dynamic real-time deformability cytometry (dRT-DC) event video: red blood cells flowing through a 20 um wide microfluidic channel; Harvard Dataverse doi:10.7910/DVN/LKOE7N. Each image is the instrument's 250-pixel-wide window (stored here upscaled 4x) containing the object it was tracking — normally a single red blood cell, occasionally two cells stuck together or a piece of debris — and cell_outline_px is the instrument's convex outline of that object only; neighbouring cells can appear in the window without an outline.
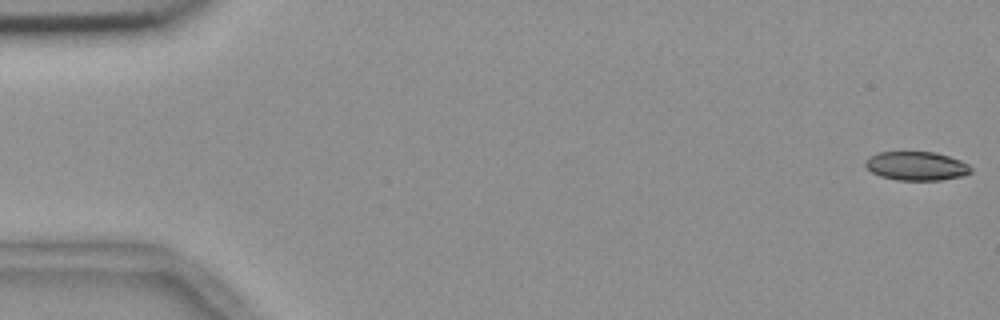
{"species": "common noctule bat (a hibernating species)", "species_latin": "Nyctalus noctula", "temperature_condition": "room temperature", "stored_images_in_passage": 55, "camera_frame_rate_fps": 3000, "um_per_image_px": 0.085, "animal": {"sex": "female", "body_mass_g": 18.4}, "frame": {"image": 1, "passage_image": 1, "time_ms": 0.0, "image_size_px": [1000, 320], "cell_outline_px": [[972, 172], [960, 176], [940, 180], [896, 180], [880, 176], [872, 172], [864, 164], [864, 160], [868, 156], [876, 152], [936, 152], [960, 160], [968, 164], [972, 168]], "centroid_in_image_um": [77.86, 14.1], "position_along_channel_um": 7.1, "area_um2": 17.8}}
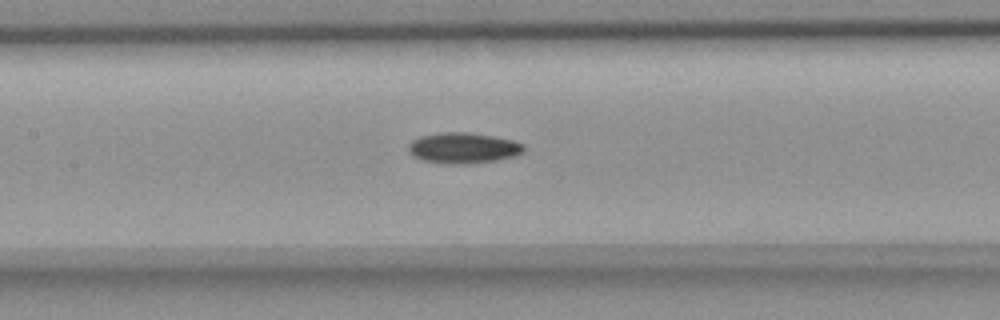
{"frame": {"image": 2, "passage_image": 26, "time_ms": 8.333, "image_size_px": [1000, 320], "cell_outline_px": [[524, 152], [512, 156], [496, 160], [460, 164], [452, 164], [420, 160], [408, 148], [408, 144], [412, 140], [420, 136], [440, 132], [468, 132], [492, 136], [512, 140], [524, 144]], "centroid_in_image_um": [39.37, 12.56], "position_along_channel_um": 168.0, "area_um2": 20.4}}
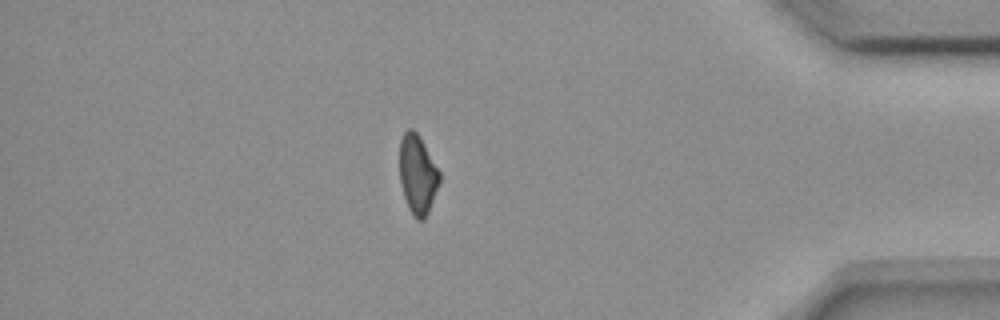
{"frame": {"image": 3, "passage_image": 48, "time_ms": 15.667, "image_size_px": [1000, 320], "cell_outline_px": [[440, 184], [428, 212], [424, 220], [416, 220], [408, 208], [400, 184], [400, 140], [404, 132], [408, 128], [412, 128], [420, 136], [440, 172]], "centroid_in_image_um": [35.5, 14.83], "position_along_channel_um": 399.7, "area_um2": 18.55}, "authors_computed_cell_mechanics": {"area_um2": 19.363, "velocity_mm_per_s": 3.6752, "shape_relaxation_time_tau1_ms": 10.4859, "shape_relaxation_time_tau2_ms": null, "deformation_change_tau1": 0.1852, "deformation_change_tau2": null}}